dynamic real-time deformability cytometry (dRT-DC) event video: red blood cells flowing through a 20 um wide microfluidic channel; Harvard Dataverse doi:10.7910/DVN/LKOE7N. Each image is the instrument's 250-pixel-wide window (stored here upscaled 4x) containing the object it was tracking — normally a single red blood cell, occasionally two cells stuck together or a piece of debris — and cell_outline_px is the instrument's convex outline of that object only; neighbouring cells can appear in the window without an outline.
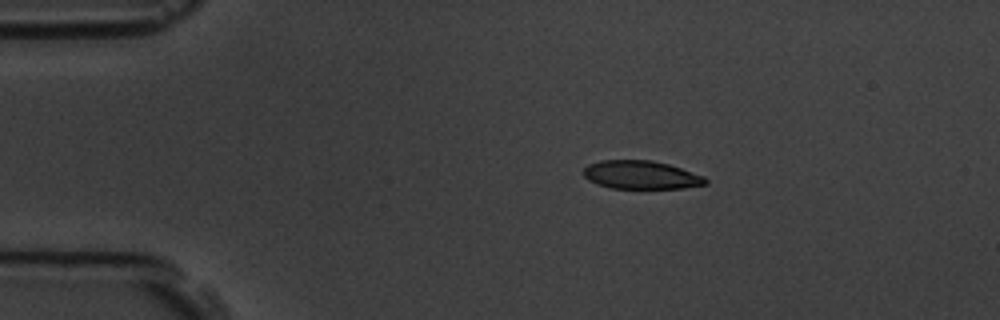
{"species": "common noctule bat (a hibernating species)", "species_latin": "Nyctalus noctula", "temperature_condition": "room temperature", "stored_images_in_passage": 4, "camera_frame_rate_fps": 3000, "um_per_image_px": 0.085, "animal": {"sex": "male", "body_mass_g": 19.5, "forearm_length_mm": 54.6}, "frame": {"image": 1, "passage_image": 3, "time_ms": 3.0, "image_size_px": [1000, 320], "cell_outline_px": [[708, 184], [680, 188], [608, 188], [588, 180], [584, 176], [584, 168], [588, 164], [600, 160], [652, 160], [668, 164], [704, 176], [708, 180]], "centroid_in_image_um": [54.47, 14.86], "position_along_channel_um": 30.5, "area_um2": 20.11}}